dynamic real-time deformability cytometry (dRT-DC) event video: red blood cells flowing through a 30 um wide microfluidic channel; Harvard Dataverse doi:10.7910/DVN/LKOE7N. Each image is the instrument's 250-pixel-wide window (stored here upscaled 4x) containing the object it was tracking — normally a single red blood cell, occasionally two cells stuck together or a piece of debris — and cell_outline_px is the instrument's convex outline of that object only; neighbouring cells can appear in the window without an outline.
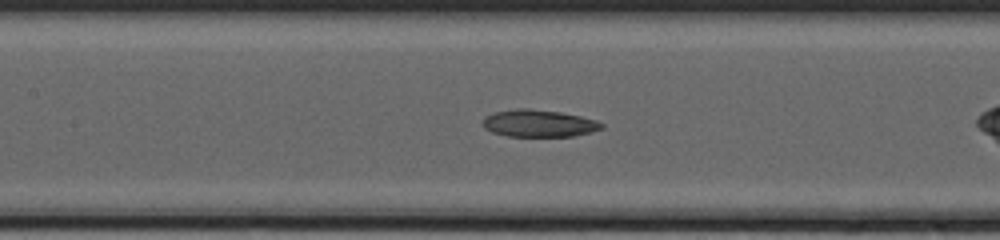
{"species": "common noctule bat (a hibernating species)", "species_latin": "Nyctalus noctula", "temperature_condition": "cold", "stored_images_in_passage": 30, "camera_frame_rate_fps": 3000, "um_per_image_px": 0.085, "animal": {"sex": "female", "body_mass_g": 20.0, "forearm_length_mm": 54.0}, "frame": {"image": 1, "passage_image": 9, "time_ms": 2.667, "image_size_px": [1000, 240], "cell_outline_px": [[604, 128], [592, 132], [572, 136], [508, 136], [492, 132], [484, 128], [484, 116], [492, 112], [516, 108], [528, 108], [560, 112], [580, 116], [596, 120], [604, 124]], "centroid_in_image_um": [45.8, 10.48], "position_along_channel_um": 161.6, "area_um2": 18.9}}
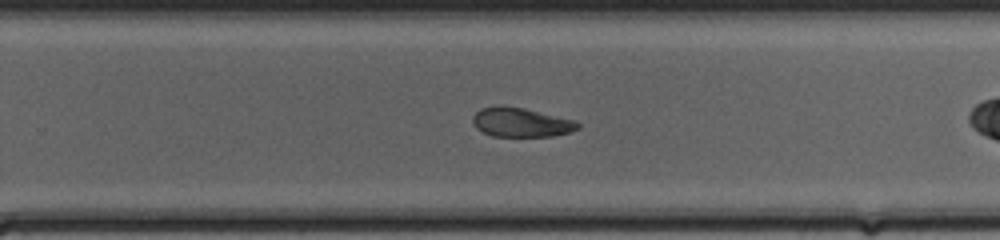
{"frame": {"image": 2, "passage_image": 18, "time_ms": 5.667, "image_size_px": [1000, 240], "cell_outline_px": [[580, 128], [568, 132], [552, 136], [492, 136], [476, 128], [472, 124], [472, 116], [480, 108], [500, 104], [524, 108], [576, 120], [580, 124]], "centroid_in_image_um": [44.26, 10.38], "position_along_channel_um": 285.5, "area_um2": 18.09}}